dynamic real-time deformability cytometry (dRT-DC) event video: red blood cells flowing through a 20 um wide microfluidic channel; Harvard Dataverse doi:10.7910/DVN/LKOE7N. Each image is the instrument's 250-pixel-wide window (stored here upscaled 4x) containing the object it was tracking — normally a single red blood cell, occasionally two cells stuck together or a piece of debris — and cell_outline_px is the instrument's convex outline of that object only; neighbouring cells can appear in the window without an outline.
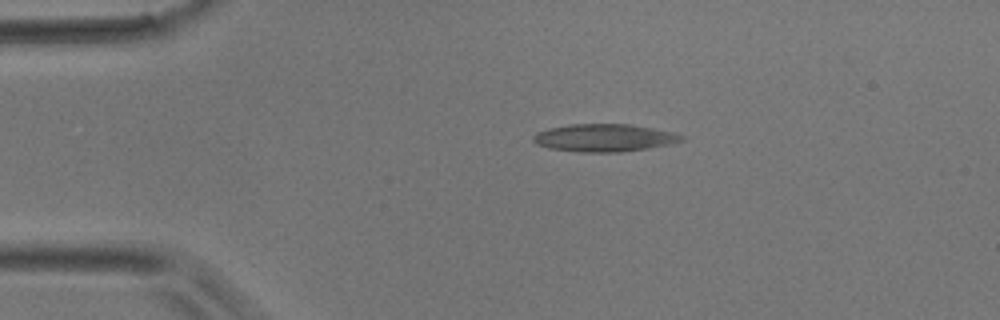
{"species": "common noctule bat (a hibernating species)", "species_latin": "Nyctalus noctula", "temperature_condition": "room temperature", "stored_images_in_passage": 4, "camera_frame_rate_fps": 3000, "um_per_image_px": 0.085, "animal": {"sex": "male", "body_mass_g": 17.9}, "frame": {"image": 1, "passage_image": 3, "time_ms": 0.667, "image_size_px": [1000, 320], "cell_outline_px": [[684, 140], [668, 144], [648, 148], [620, 152], [580, 152], [548, 148], [536, 144], [532, 140], [532, 136], [536, 132], [548, 128], [568, 124], [628, 124], [652, 128], [672, 132], [684, 136]], "centroid_in_image_um": [51.3, 11.71], "position_along_channel_um": 33.7, "area_um2": 23.87}}